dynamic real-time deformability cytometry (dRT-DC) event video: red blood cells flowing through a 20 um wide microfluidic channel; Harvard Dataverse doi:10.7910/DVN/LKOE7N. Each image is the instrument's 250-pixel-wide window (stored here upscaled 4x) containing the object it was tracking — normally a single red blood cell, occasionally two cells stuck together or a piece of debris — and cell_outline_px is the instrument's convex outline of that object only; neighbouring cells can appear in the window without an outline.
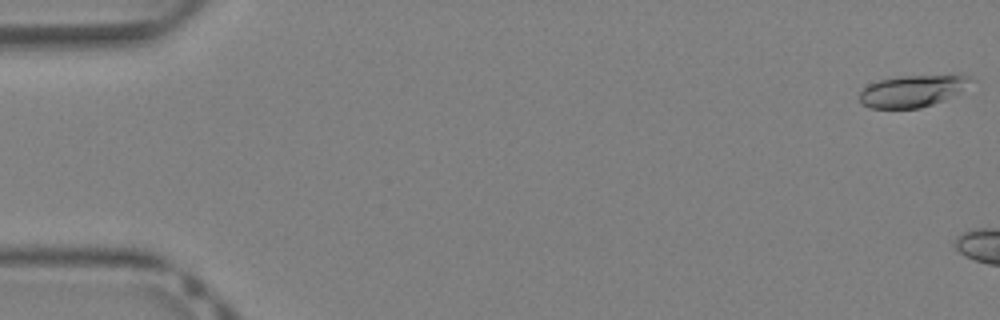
{"species": "Egyptian fruit bat (a non-hibernating species)", "species_latin": "Rousettus aegyptiacus", "temperature_condition": "warm", "stored_images_in_passage": 5, "camera_frame_rate_fps": 3000, "um_per_image_px": 0.085, "animal": {"sex": "female"}, "frame": {"image": 1, "passage_image": 1, "time_ms": 0.0, "image_size_px": [1000, 320], "cell_outline_px": [[976, 80], [956, 92], [932, 104], [920, 108], [868, 108], [860, 100], [860, 92], [868, 84], [880, 80], [900, 76], [968, 76]], "centroid_in_image_um": [77.47, 7.74], "position_along_channel_um": 7.5, "area_um2": 19.88}}